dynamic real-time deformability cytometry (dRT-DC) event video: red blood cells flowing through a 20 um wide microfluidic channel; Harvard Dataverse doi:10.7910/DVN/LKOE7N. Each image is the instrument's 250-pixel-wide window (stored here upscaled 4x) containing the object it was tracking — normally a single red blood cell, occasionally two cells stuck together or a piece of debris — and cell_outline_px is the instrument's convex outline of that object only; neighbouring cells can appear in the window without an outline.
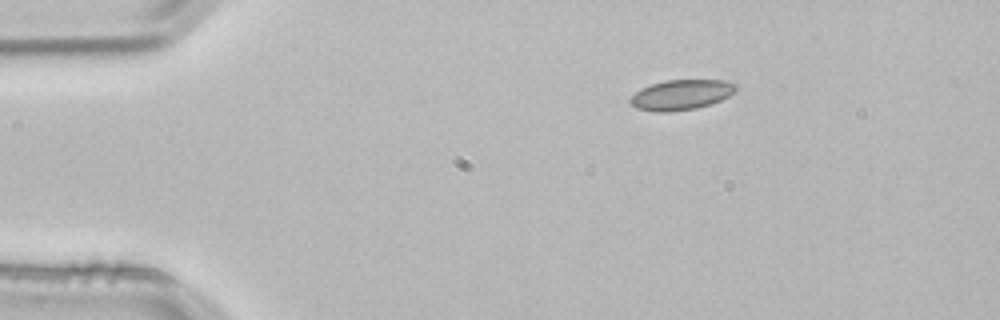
{"species": "common noctule bat (a hibernating species)", "species_latin": "Nyctalus noctula", "temperature_condition": "room temperature", "stored_images_in_passage": 3, "camera_frame_rate_fps": 3000, "um_per_image_px": 0.085, "animal": {"sex": "male", "body_mass_g": 21.5, "forearm_length_mm": 52.0}, "frame": {"image": 1, "passage_image": 1, "time_ms": 0.0, "image_size_px": [1000, 320], "cell_outline_px": [[740, 84], [728, 96], [720, 100], [696, 108], [668, 112], [652, 112], [636, 108], [628, 100], [640, 88], [664, 80], [724, 80]], "centroid_in_image_um": [57.88, 8.05], "position_along_channel_um": 27.1, "area_um2": 18.55}}
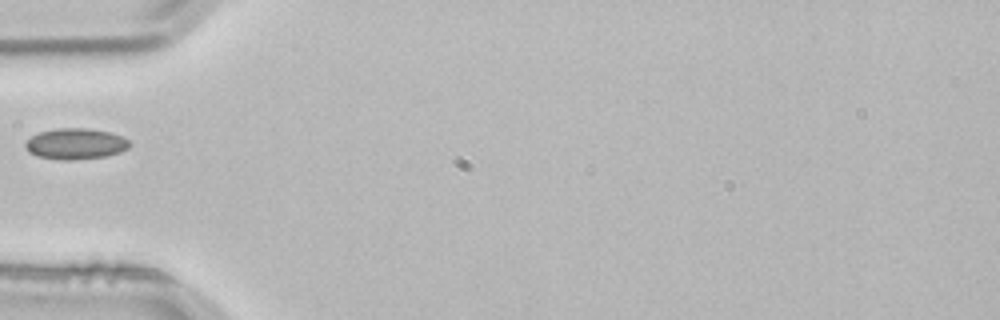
{"frame": {"image": 2, "passage_image": 3, "time_ms": 0.667, "image_size_px": [1000, 320], "cell_outline_px": [[128, 148], [120, 152], [108, 156], [68, 160], [64, 160], [36, 156], [28, 152], [24, 148], [24, 140], [40, 132], [56, 128], [88, 128], [112, 132], [124, 136], [128, 140]], "centroid_in_image_um": [6.4, 12.21], "position_along_channel_um": 78.6, "area_um2": 19.02}}